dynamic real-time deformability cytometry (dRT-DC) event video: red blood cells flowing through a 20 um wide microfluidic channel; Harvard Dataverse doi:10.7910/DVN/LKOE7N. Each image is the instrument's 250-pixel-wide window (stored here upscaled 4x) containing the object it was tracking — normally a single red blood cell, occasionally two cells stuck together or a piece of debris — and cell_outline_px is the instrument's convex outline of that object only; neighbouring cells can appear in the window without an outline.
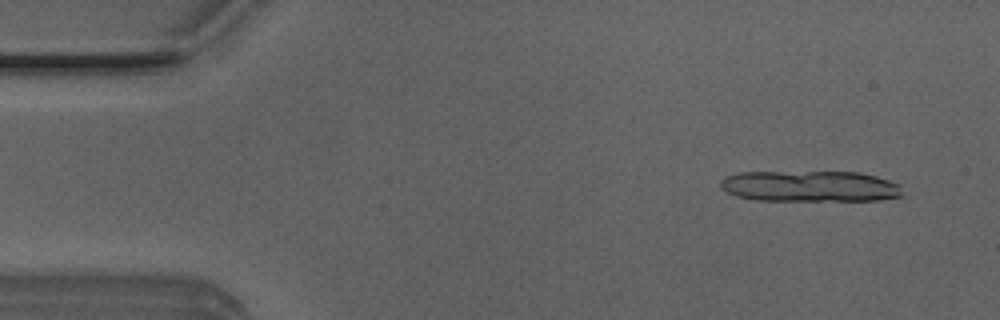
{"species": "Egyptian fruit bat (a non-hibernating species)", "species_latin": "Rousettus aegyptiacus", "temperature_condition": "room temperature", "stored_images_in_passage": 12, "camera_frame_rate_fps": 3000, "um_per_image_px": 0.085, "animal": {"sex": "male"}, "frame": {"image": 1, "passage_image": 3, "time_ms": 0.667, "image_size_px": [1000, 320], "cell_outline_px": [[900, 196], [880, 200], [756, 200], [736, 196], [720, 188], [720, 180], [724, 176], [740, 172], [860, 172], [876, 176], [900, 184]], "centroid_in_image_um": [68.8, 15.82], "position_along_channel_um": 16.2, "area_um2": 32.89}}